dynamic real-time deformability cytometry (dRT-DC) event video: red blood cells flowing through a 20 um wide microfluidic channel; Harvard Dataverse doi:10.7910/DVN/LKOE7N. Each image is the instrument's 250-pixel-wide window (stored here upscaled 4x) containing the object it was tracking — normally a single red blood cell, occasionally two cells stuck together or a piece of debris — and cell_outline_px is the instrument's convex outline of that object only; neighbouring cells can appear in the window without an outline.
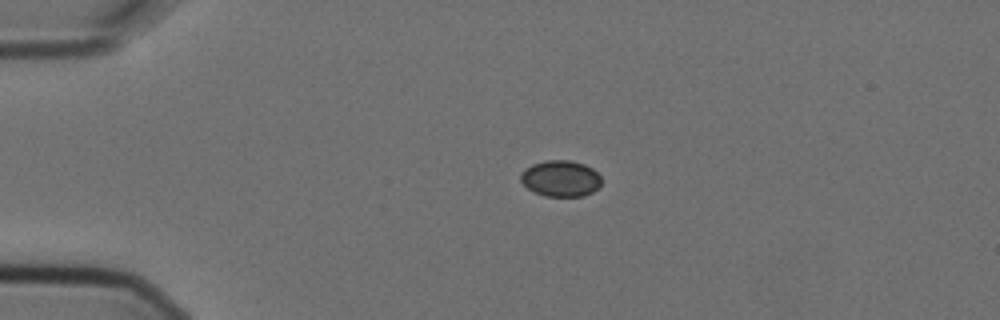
{"species": "Egyptian fruit bat (a non-hibernating species)", "species_latin": "Rousettus aegyptiacus", "temperature_condition": "cold", "stored_images_in_passage": 4, "camera_frame_rate_fps": 3000, "um_per_image_px": 0.085, "animal": {"sex": "female"}, "frame": {"image": 1, "passage_image": 3, "time_ms": 0.667, "image_size_px": [1000, 320], "cell_outline_px": [[600, 188], [584, 196], [544, 196], [528, 188], [520, 180], [520, 176], [524, 168], [532, 164], [544, 160], [572, 160], [584, 164], [592, 168], [600, 176]], "centroid_in_image_um": [47.66, 15.16], "position_along_channel_um": 37.3, "area_um2": 17.11}}